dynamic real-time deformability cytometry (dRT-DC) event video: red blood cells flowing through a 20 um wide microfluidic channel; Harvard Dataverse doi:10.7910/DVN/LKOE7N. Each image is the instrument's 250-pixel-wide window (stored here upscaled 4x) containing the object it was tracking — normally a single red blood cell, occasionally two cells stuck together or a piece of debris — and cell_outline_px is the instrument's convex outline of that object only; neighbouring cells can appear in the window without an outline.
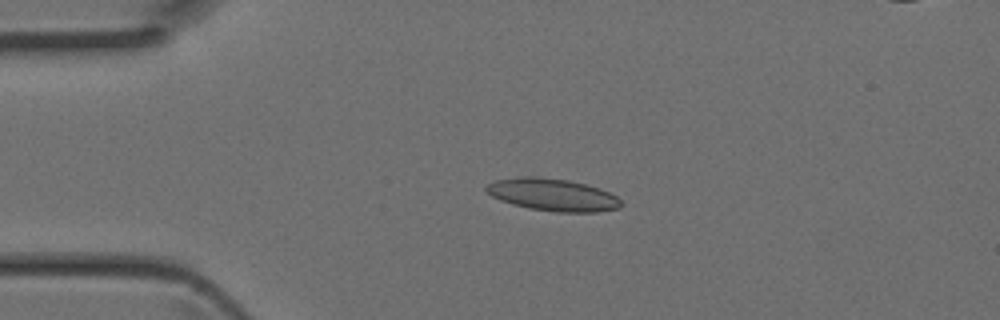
{"species": "Egyptian fruit bat (a non-hibernating species)", "species_latin": "Rousettus aegyptiacus", "temperature_condition": "room temperature", "stored_images_in_passage": 45, "segment_of_instrument_passage": [1, 2], "camera_frame_rate_fps": 3000, "um_per_image_px": 0.085, "animal": {"sex": "female"}, "frame": {"image": 1, "passage_image": 10, "time_ms": 3.0, "image_size_px": [1000, 320], "cell_outline_px": [[620, 208], [596, 212], [556, 212], [528, 208], [512, 204], [500, 200], [492, 196], [484, 188], [488, 184], [496, 180], [520, 176], [536, 176], [568, 180], [584, 184], [608, 192], [616, 196], [620, 200]], "centroid_in_image_um": [46.94, 16.55], "position_along_channel_um": 38.1, "area_um2": 25.2}}
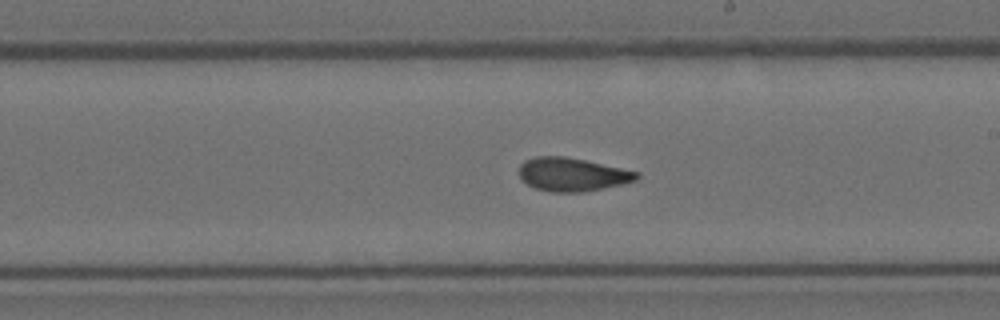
{"frame": {"image": 2, "passage_image": 25, "time_ms": 8.0, "image_size_px": [1000, 320], "cell_outline_px": [[640, 176], [636, 180], [620, 184], [580, 192], [552, 192], [536, 188], [520, 180], [520, 164], [524, 160], [536, 156], [564, 156], [584, 160], [640, 172]], "centroid_in_image_um": [48.61, 14.82], "position_along_channel_um": 240.4, "area_um2": 22.66}}
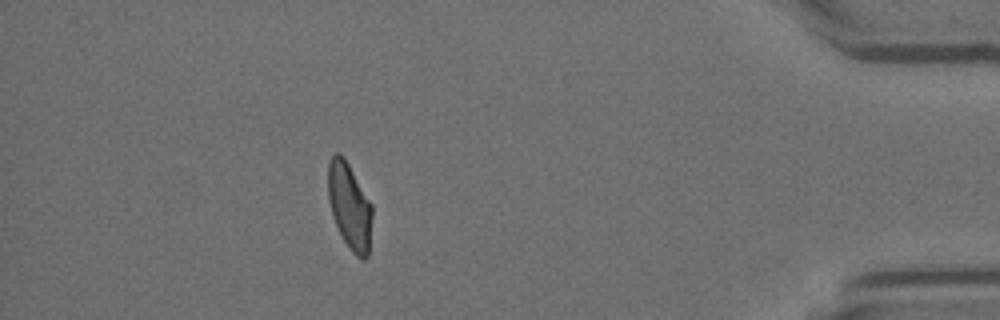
{"frame": {"image": 3, "passage_image": 39, "time_ms": 12.667, "image_size_px": [1000, 320], "cell_outline_px": [[372, 216], [368, 256], [364, 260], [356, 256], [352, 252], [344, 240], [332, 216], [328, 200], [328, 160], [336, 152], [340, 152], [344, 156], [372, 204]], "centroid_in_image_um": [29.7, 17.49], "position_along_channel_um": 405.5, "area_um2": 22.25}}